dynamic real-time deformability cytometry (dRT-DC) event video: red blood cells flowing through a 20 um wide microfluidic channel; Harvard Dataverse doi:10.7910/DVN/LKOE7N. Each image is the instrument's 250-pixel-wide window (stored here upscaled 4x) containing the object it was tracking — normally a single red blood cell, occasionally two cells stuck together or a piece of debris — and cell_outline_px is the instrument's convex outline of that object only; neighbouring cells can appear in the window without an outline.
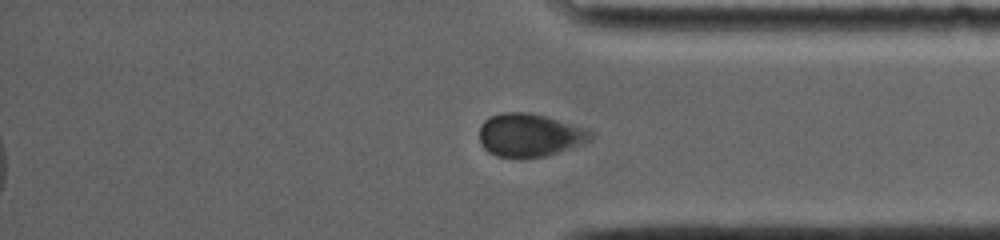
{"species": "common noctule bat (a hibernating species)", "species_latin": "Nyctalus noctula", "temperature_condition": "room temperature", "stored_images_in_passage": 44, "segment_of_instrument_passage": [2, 2], "camera_frame_rate_fps": 4000, "um_per_image_px": 0.085, "animal": {"sex": "female", "body_mass_g": 19.0, "forearm_length_mm": 56.7}, "frame": {"image": 1, "passage_image": 44, "time_ms": 17.25, "image_size_px": [1000, 240], "cell_outline_px": [[596, 136], [592, 140], [584, 144], [548, 156], [520, 160], [496, 156], [488, 152], [480, 144], [480, 128], [484, 120], [500, 112], [528, 112], [544, 116], [588, 128]], "centroid_in_image_um": [45.06, 11.52], "position_along_channel_um": 390.1, "area_um2": 28.78}}